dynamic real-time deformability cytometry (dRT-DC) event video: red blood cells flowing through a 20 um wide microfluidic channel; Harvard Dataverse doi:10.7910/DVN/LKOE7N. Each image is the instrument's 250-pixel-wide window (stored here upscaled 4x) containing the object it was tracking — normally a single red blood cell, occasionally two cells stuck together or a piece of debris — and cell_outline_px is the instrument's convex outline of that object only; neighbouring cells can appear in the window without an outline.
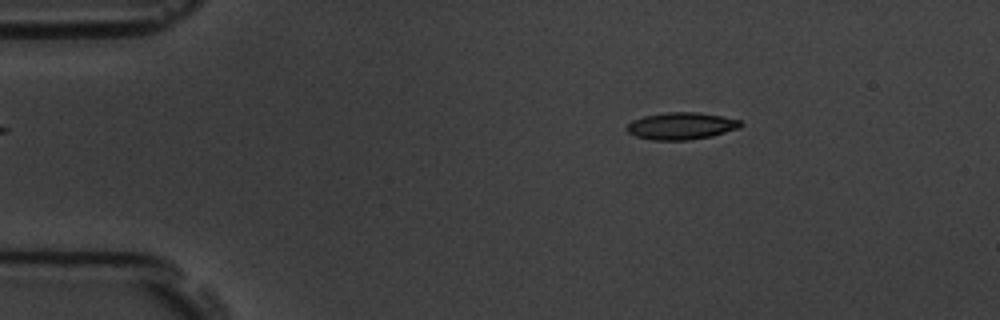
{"species": "common noctule bat (a hibernating species)", "species_latin": "Nyctalus noctula", "temperature_condition": "room temperature", "stored_images_in_passage": 4, "camera_frame_rate_fps": 3000, "um_per_image_px": 0.085, "animal": {"sex": "male", "body_mass_g": 19.5, "forearm_length_mm": 54.6}, "frame": {"image": 1, "passage_image": 1, "time_ms": 0.0, "image_size_px": [1000, 320], "cell_outline_px": [[744, 124], [740, 128], [712, 136], [688, 140], [652, 140], [636, 136], [628, 132], [624, 128], [632, 120], [644, 116], [668, 112], [696, 112], [720, 116], [740, 120]], "centroid_in_image_um": [57.9, 10.71], "position_along_channel_um": 27.1, "area_um2": 17.98}}
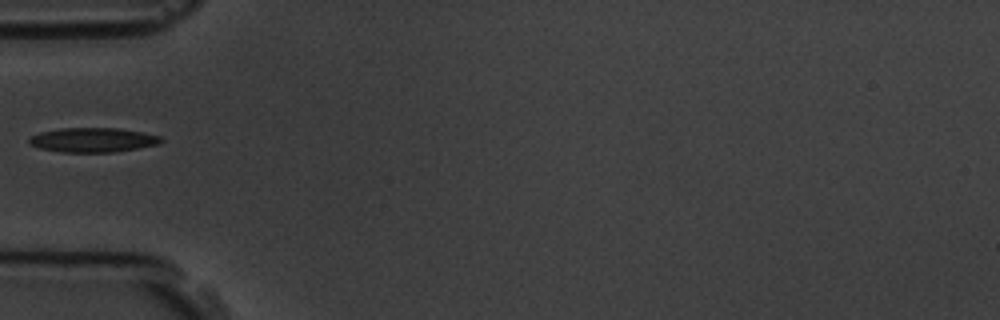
{"frame": {"image": 2, "passage_image": 3, "time_ms": 3.0, "image_size_px": [1000, 320], "cell_outline_px": [[164, 140], [160, 144], [116, 152], [60, 152], [40, 148], [28, 144], [28, 140], [32, 136], [40, 132], [60, 128], [116, 128], [140, 132], [160, 136]], "centroid_in_image_um": [7.89, 11.9], "position_along_channel_um": 77.1, "area_um2": 18.79}}
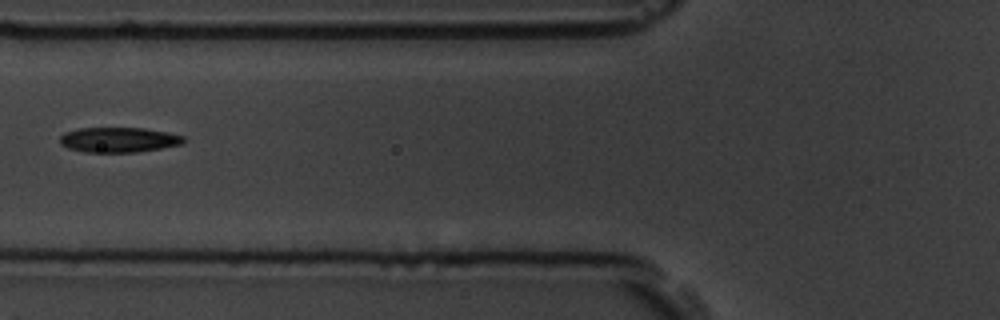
{"frame": {"image": 3, "passage_image": 4, "time_ms": 4.0, "image_size_px": [1000, 320], "cell_outline_px": [[184, 140], [180, 144], [160, 148], [136, 152], [84, 152], [68, 148], [60, 144], [60, 136], [64, 132], [80, 128], [144, 128], [168, 132], [184, 136]], "centroid_in_image_um": [10.05, 11.88], "position_along_channel_um": 115.7, "area_um2": 17.98}}